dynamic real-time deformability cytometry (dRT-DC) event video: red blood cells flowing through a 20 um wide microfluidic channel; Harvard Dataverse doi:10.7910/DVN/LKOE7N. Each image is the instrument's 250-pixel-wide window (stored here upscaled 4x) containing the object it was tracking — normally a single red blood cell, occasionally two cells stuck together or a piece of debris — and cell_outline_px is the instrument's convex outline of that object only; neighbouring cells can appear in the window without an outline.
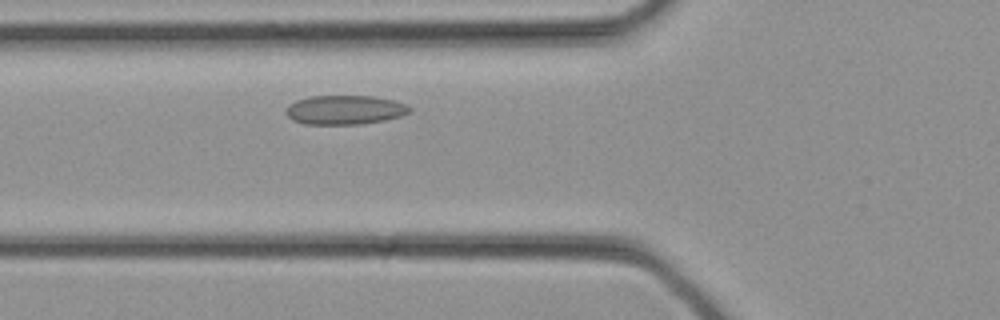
{"species": "common noctule bat (a hibernating species)", "species_latin": "Nyctalus noctula", "temperature_condition": "cold", "stored_images_in_passage": 26, "camera_frame_rate_fps": 3000, "um_per_image_px": 0.085, "animal": {"sex": "female", "body_mass_g": 21.9}, "frame": {"image": 1, "passage_image": 5, "time_ms": 1.333, "image_size_px": [1000, 320], "cell_outline_px": [[412, 108], [408, 112], [400, 116], [384, 120], [360, 124], [304, 124], [292, 120], [284, 112], [288, 104], [296, 100], [308, 96], [372, 96], [396, 100], [408, 104]], "centroid_in_image_um": [29.29, 9.33], "position_along_channel_um": 96.5, "area_um2": 21.21}}
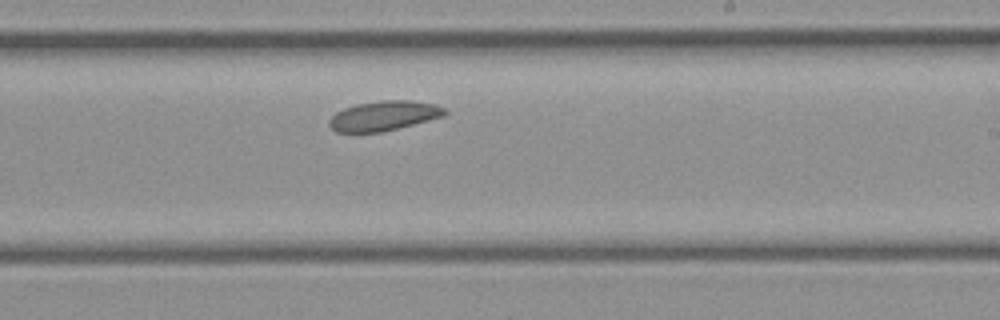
{"frame": {"image": 2, "passage_image": 13, "time_ms": 4.0, "image_size_px": [1000, 320], "cell_outline_px": [[448, 112], [444, 116], [380, 132], [336, 132], [328, 124], [328, 120], [336, 112], [344, 108], [356, 104], [384, 100], [408, 100], [436, 104], [444, 108]], "centroid_in_image_um": [32.61, 9.83], "position_along_channel_um": 256.4, "area_um2": 19.83}}
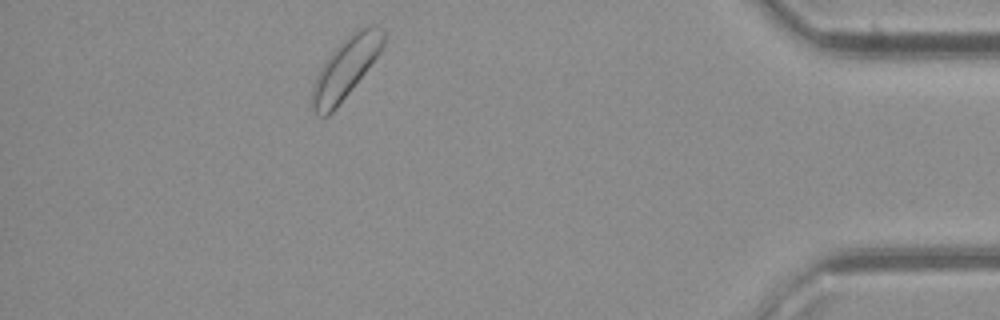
{"frame": {"image": 3, "passage_image": 23, "time_ms": 7.333, "image_size_px": [1000, 320], "cell_outline_px": [[384, 48], [336, 108], [328, 116], [320, 116], [312, 108], [312, 84], [320, 68], [328, 56], [356, 28], [364, 24], [368, 24], [384, 28]], "centroid_in_image_um": [29.4, 5.74], "position_along_channel_um": 405.8, "area_um2": 25.03}}